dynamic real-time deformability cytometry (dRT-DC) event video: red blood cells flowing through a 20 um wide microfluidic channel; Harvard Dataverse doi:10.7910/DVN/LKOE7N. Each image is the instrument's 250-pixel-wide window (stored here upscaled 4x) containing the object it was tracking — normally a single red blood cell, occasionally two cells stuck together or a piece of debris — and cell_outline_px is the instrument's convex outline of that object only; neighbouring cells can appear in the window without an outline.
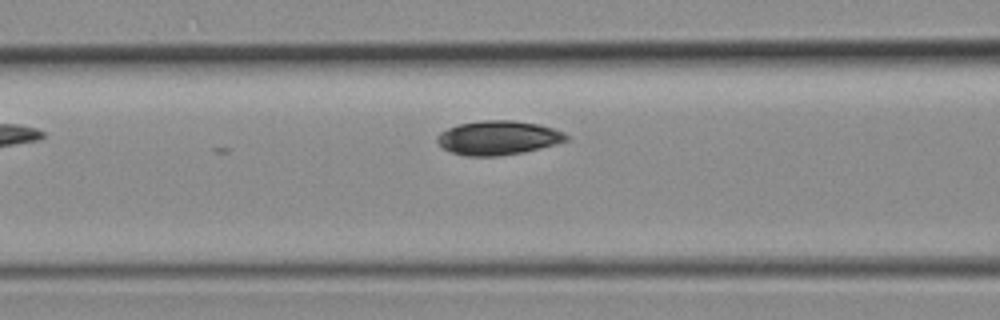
{"species": "common noctule bat (a hibernating species)", "species_latin": "Nyctalus noctula", "temperature_condition": "room temperature", "stored_images_in_passage": 5, "camera_frame_rate_fps": 3000, "um_per_image_px": 0.085, "animal": {"sex": "female", "body_mass_g": 19.3, "forearm_length_mm": 54.1}, "frame": {"image": 1, "passage_image": 4, "time_ms": 1.0, "image_size_px": [1000, 320], "cell_outline_px": [[568, 140], [556, 144], [524, 152], [496, 156], [464, 156], [452, 152], [444, 148], [436, 140], [436, 136], [440, 132], [448, 128], [460, 124], [484, 120], [512, 120], [540, 124], [564, 132], [568, 136]], "centroid_in_image_um": [42.35, 11.71], "position_along_channel_um": 124.2, "area_um2": 25.61}}